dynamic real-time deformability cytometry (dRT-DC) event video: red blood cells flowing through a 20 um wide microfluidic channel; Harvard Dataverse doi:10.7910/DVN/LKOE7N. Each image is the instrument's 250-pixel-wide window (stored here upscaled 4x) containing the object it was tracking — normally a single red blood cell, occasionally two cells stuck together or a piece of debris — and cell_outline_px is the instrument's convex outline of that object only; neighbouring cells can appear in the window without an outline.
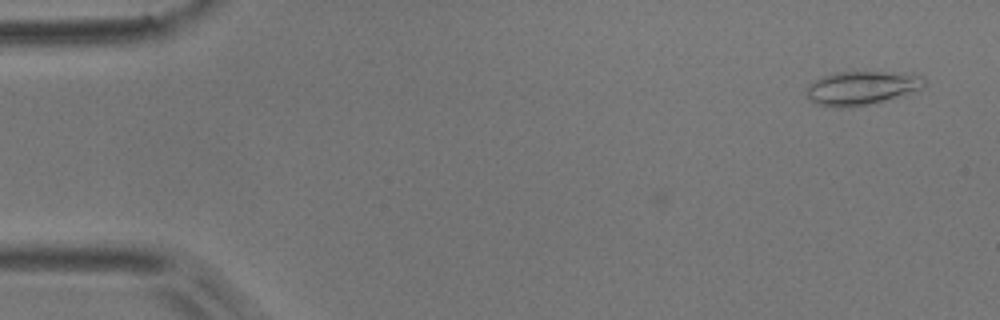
{"species": "common noctule bat (a hibernating species)", "species_latin": "Nyctalus noctula", "temperature_condition": "room temperature", "stored_images_in_passage": 3, "camera_frame_rate_fps": 3000, "um_per_image_px": 0.085, "animal": {"sex": "male", "body_mass_g": 17.9}, "frame": {"image": 1, "passage_image": 3, "time_ms": 0.667, "image_size_px": [1000, 320], "cell_outline_px": [[928, 80], [924, 88], [868, 104], [852, 108], [836, 108], [816, 104], [808, 96], [804, 88], [808, 84], [832, 72], [892, 72], [924, 76]], "centroid_in_image_um": [73.22, 7.47], "position_along_channel_um": 11.8, "area_um2": 23.18}}